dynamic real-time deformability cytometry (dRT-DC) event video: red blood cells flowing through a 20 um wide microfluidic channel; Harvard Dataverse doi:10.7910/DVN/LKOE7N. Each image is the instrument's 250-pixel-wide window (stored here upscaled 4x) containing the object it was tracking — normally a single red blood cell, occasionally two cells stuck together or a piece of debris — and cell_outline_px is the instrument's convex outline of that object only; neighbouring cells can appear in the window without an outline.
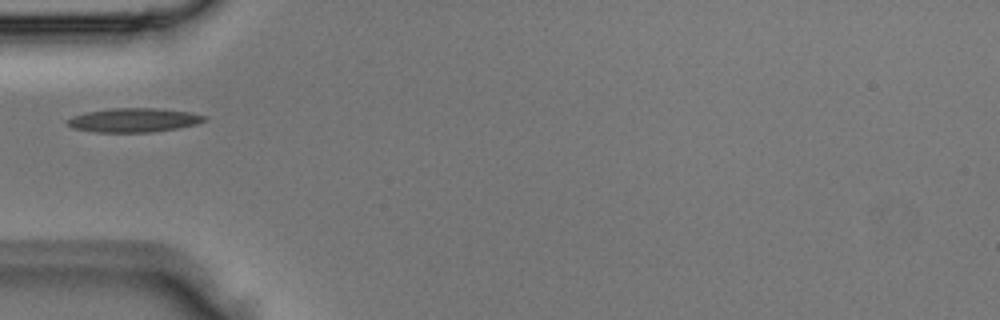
{"species": "Egyptian fruit bat (a non-hibernating species)", "species_latin": "Rousettus aegyptiacus", "temperature_condition": "room temperature", "stored_images_in_passage": 4, "segment_of_instrument_passage": [2, 2], "camera_frame_rate_fps": 3000, "um_per_image_px": 0.085, "animal": {"sex": "male"}, "frame": {"image": 1, "passage_image": 4, "time_ms": 1.0, "image_size_px": [1000, 320], "cell_outline_px": [[208, 120], [196, 124], [180, 128], [152, 132], [96, 132], [72, 128], [64, 124], [72, 116], [88, 112], [112, 108], [156, 108], [188, 112], [208, 116]], "centroid_in_image_um": [11.39, 10.21], "position_along_channel_um": 73.6, "area_um2": 19.25}}